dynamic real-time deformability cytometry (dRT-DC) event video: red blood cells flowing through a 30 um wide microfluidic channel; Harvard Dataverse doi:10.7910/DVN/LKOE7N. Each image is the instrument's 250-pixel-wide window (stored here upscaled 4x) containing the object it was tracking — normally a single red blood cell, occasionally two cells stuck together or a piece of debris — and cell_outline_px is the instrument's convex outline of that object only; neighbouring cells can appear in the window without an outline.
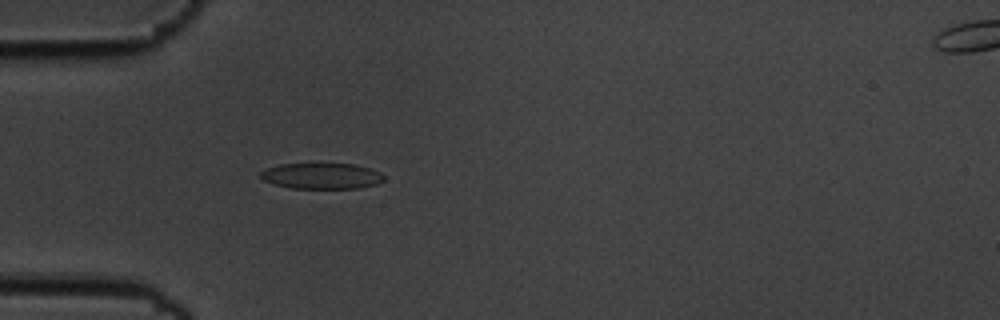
{"species": "common noctule bat (a hibernating species)", "species_latin": "Nyctalus noctula", "temperature_condition": "cold", "stored_images_in_passage": 57, "camera_frame_rate_fps": 3000, "um_per_image_px": 0.085, "animal": {"sex": "male", "body_mass_g": 19.5, "forearm_length_mm": 54.6}, "frame": {"image": 1, "passage_image": 17, "time_ms": 5.333, "image_size_px": [1000, 320], "cell_outline_px": [[384, 180], [372, 184], [356, 188], [292, 188], [276, 184], [264, 180], [260, 176], [260, 172], [268, 168], [280, 164], [352, 164], [368, 168], [384, 176]], "centroid_in_image_um": [27.29, 14.95], "position_along_channel_um": 57.7, "area_um2": 18.03}}
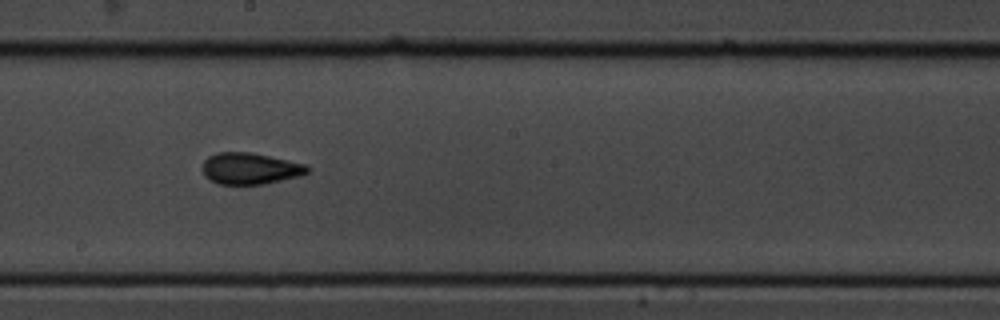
{"frame": {"image": 2, "passage_image": 32, "time_ms": 10.333, "image_size_px": [1000, 320], "cell_outline_px": [[308, 172], [260, 184], [220, 184], [212, 180], [204, 172], [204, 160], [208, 156], [220, 152], [248, 152], [268, 156], [304, 164], [308, 168]], "centroid_in_image_um": [21.19, 14.3], "position_along_channel_um": 227.0, "area_um2": 18.26}}
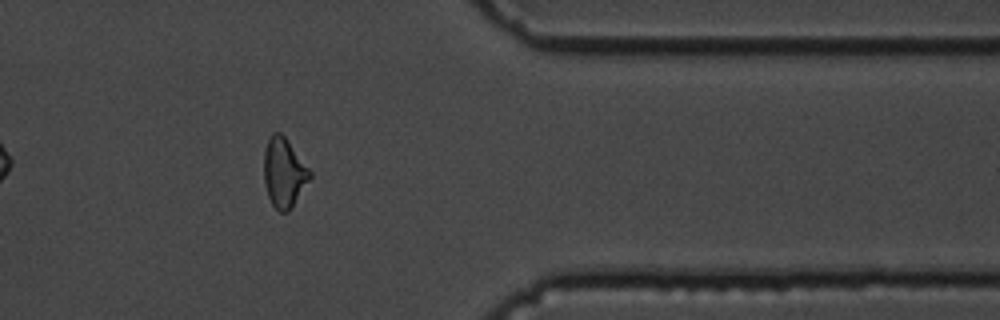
{"frame": {"image": 3, "passage_image": 47, "time_ms": 15.333, "image_size_px": [1000, 320], "cell_outline_px": [[312, 176], [288, 212], [280, 212], [272, 204], [268, 196], [264, 180], [264, 152], [268, 140], [276, 132], [280, 132], [284, 136], [312, 172]], "centroid_in_image_um": [24.14, 14.69], "position_along_channel_um": 387.3, "area_um2": 18.21}, "authors_computed_cell_mechanics": {"area_um2": 17.918, "velocity_mm_per_s": 3.4844, "shape_relaxation_time_tau1_ms": 4.1521, "shape_relaxation_time_tau2_ms": 1.751, "deformation_change_tau1": 0.1392, "deformation_change_tau2": 0.0915}}